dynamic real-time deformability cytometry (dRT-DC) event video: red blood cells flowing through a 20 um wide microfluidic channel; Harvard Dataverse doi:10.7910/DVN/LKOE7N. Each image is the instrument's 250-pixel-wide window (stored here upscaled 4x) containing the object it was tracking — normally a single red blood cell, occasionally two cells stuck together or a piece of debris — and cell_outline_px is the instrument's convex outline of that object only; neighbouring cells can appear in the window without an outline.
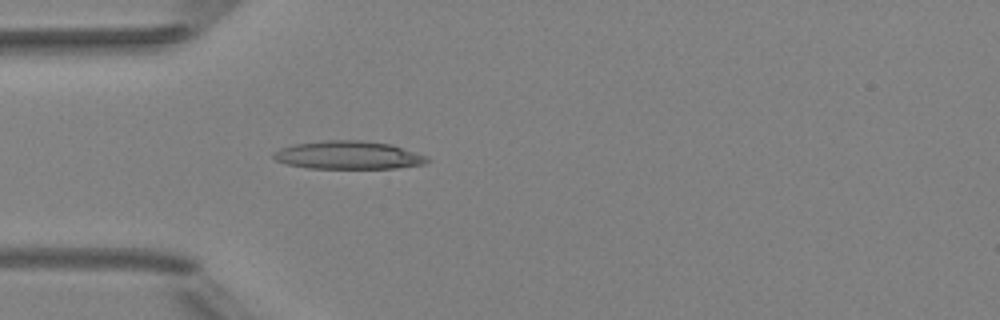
{"species": "Egyptian fruit bat (a non-hibernating species)", "species_latin": "Rousettus aegyptiacus", "temperature_condition": "room temperature", "stored_images_in_passage": 4, "camera_frame_rate_fps": 3000, "um_per_image_px": 0.085, "animal": {"sex": "female"}, "frame": {"image": 1, "passage_image": 4, "time_ms": 3.333, "image_size_px": [1000, 320], "cell_outline_px": [[432, 160], [424, 164], [396, 168], [308, 168], [288, 164], [276, 160], [272, 156], [272, 152], [280, 148], [292, 144], [328, 140], [360, 140], [392, 144], [428, 156]], "centroid_in_image_um": [29.63, 13.18], "position_along_channel_um": 55.4, "area_um2": 25.32}}